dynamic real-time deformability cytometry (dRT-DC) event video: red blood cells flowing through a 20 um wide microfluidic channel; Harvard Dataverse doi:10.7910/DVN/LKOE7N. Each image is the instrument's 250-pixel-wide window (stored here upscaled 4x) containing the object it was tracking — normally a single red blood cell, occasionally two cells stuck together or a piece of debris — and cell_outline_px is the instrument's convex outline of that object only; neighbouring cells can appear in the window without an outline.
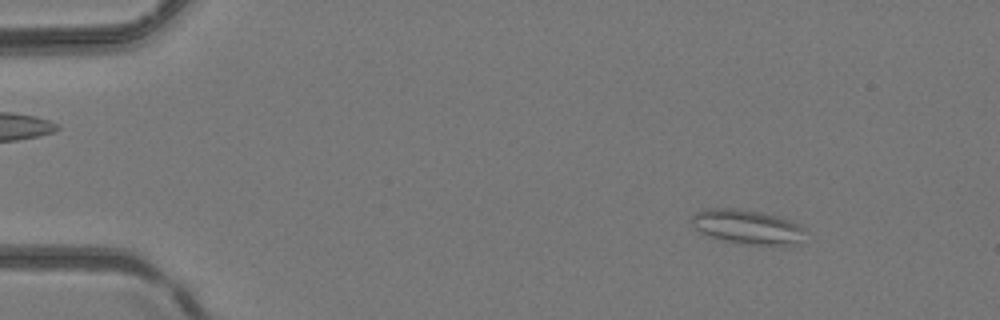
{"species": "common noctule bat (a hibernating species)", "species_latin": "Nyctalus noctula", "temperature_condition": "room temperature", "stored_images_in_passage": 4, "camera_frame_rate_fps": 3000, "um_per_image_px": 0.085, "animal": {"sex": "female", "body_mass_g": 24.6, "forearm_length_mm": 56.2}, "frame": {"image": 1, "passage_image": 2, "time_ms": 0.333, "image_size_px": [1000, 320], "cell_outline_px": [[804, 228], [800, 244], [748, 244], [728, 240], [712, 236], [700, 232], [692, 224], [692, 216], [696, 212], [708, 208], [732, 208], [760, 212], [776, 216], [800, 224]], "centroid_in_image_um": [63.52, 19.26], "position_along_channel_um": 21.5, "area_um2": 22.08}}